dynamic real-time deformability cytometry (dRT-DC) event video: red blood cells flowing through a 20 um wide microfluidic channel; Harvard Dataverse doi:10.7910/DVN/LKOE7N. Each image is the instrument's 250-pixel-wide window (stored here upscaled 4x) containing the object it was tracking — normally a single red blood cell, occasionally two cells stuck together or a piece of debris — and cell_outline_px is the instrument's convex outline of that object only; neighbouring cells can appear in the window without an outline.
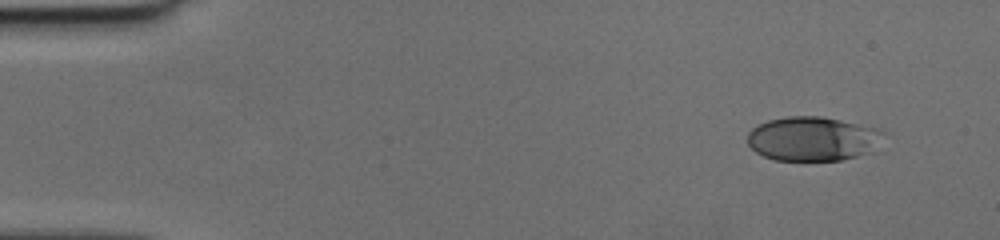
{"species": "human", "species_latin": "Homo sapiens", "temperature_condition": "cold", "stored_images_in_passage": 46, "camera_frame_rate_fps": 3000, "um_per_image_px": 0.085, "donor": {"sex": "female"}, "frame": {"image": 1, "passage_image": 1, "time_ms": 0.0, "image_size_px": [1000, 240], "cell_outline_px": [[876, 128], [864, 152], [856, 156], [840, 160], [776, 160], [764, 156], [756, 152], [748, 144], [748, 132], [752, 128], [768, 120], [788, 116], [820, 116], [840, 120]], "centroid_in_image_um": [68.81, 11.78], "position_along_channel_um": 16.2, "area_um2": 33.18}}
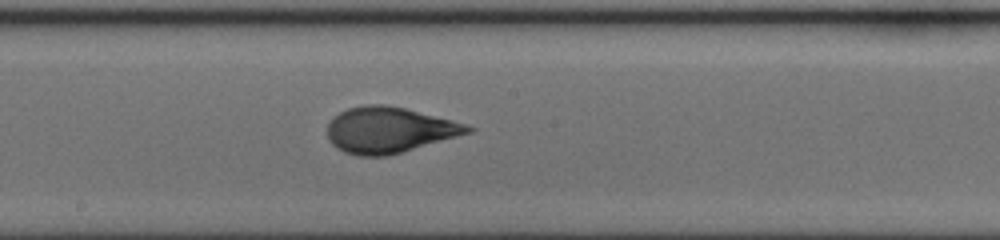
{"frame": {"image": 2, "passage_image": 24, "time_ms": 7.667, "image_size_px": [1000, 240], "cell_outline_px": [[476, 128], [472, 132], [388, 156], [360, 156], [344, 152], [332, 144], [328, 136], [328, 124], [340, 112], [348, 108], [364, 104], [388, 104], [468, 124]], "centroid_in_image_um": [33.1, 11.04], "position_along_channel_um": 215.1, "area_um2": 37.34}}
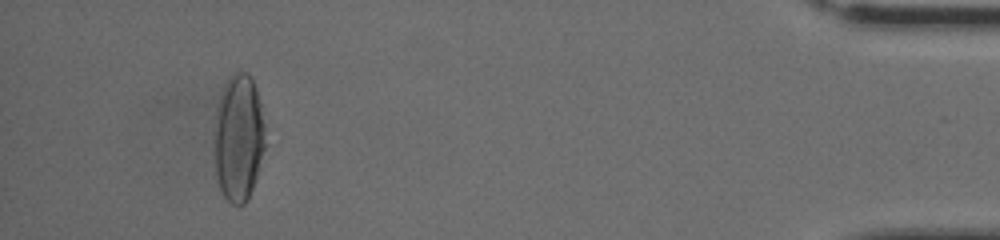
{"frame": {"image": 3, "passage_image": 43, "time_ms": 14.0, "image_size_px": [1000, 240], "cell_outline_px": [[264, 148], [256, 176], [252, 188], [244, 204], [232, 204], [224, 196], [220, 188], [216, 172], [216, 112], [220, 96], [224, 84], [232, 72], [236, 68], [244, 72], [252, 80], [256, 88], [260, 104], [264, 124]], "centroid_in_image_um": [20.28, 11.66], "position_along_channel_um": 414.9, "area_um2": 36.88}}